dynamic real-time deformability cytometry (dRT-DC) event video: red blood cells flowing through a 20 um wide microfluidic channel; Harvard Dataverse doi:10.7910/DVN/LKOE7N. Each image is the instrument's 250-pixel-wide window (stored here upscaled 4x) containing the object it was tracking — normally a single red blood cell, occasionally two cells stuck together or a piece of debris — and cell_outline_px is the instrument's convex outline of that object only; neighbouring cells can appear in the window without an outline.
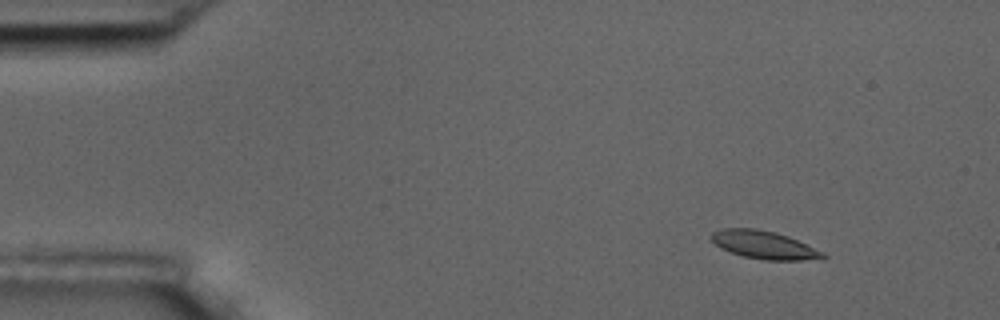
{"species": "common noctule bat (a hibernating species)", "species_latin": "Nyctalus noctula", "temperature_condition": "room temperature", "stored_images_in_passage": 6, "camera_frame_rate_fps": 3000, "um_per_image_px": 0.085, "animal": {"sex": "male", "body_mass_g": 17.5, "forearm_length_mm": 52.3}, "frame": {"image": 1, "passage_image": 2, "time_ms": 1.0, "image_size_px": [1000, 320], "cell_outline_px": [[828, 256], [824, 260], [764, 260], [744, 256], [720, 248], [708, 236], [712, 232], [724, 228], [756, 228], [788, 236], [824, 252]], "centroid_in_image_um": [64.98, 20.82], "position_along_channel_um": 20.0, "area_um2": 18.26}}